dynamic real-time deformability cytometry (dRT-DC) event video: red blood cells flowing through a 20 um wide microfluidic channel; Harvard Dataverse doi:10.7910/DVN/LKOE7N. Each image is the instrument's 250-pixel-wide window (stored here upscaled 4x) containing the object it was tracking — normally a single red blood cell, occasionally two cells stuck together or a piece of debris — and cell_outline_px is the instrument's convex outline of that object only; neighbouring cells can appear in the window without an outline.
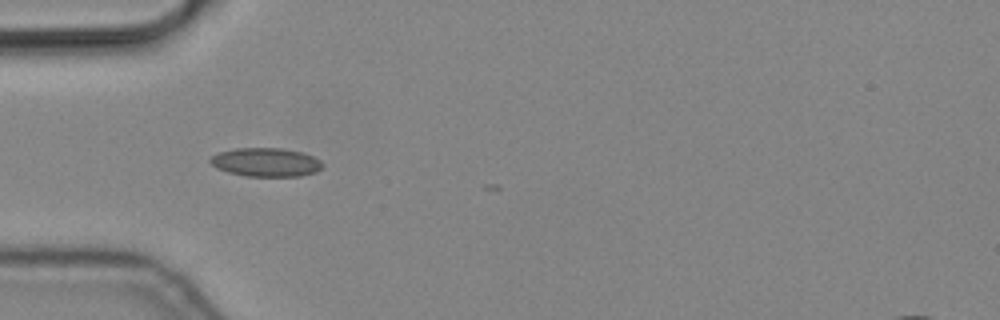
{"species": "common noctule bat (a hibernating species)", "species_latin": "Nyctalus noctula", "temperature_condition": "cold", "stored_images_in_passage": 6, "camera_frame_rate_fps": 3000, "um_per_image_px": 0.085, "animal": {"sex": "male", "body_mass_g": 19.2, "forearm_length_mm": 51.8}, "frame": {"image": 1, "passage_image": 5, "time_ms": 1.333, "image_size_px": [1000, 320], "cell_outline_px": [[324, 164], [316, 172], [300, 176], [244, 176], [228, 172], [216, 168], [208, 160], [212, 156], [220, 152], [236, 148], [280, 148], [300, 152], [312, 156], [320, 160]], "centroid_in_image_um": [22.59, 13.79], "position_along_channel_um": 62.4, "area_um2": 18.67}}
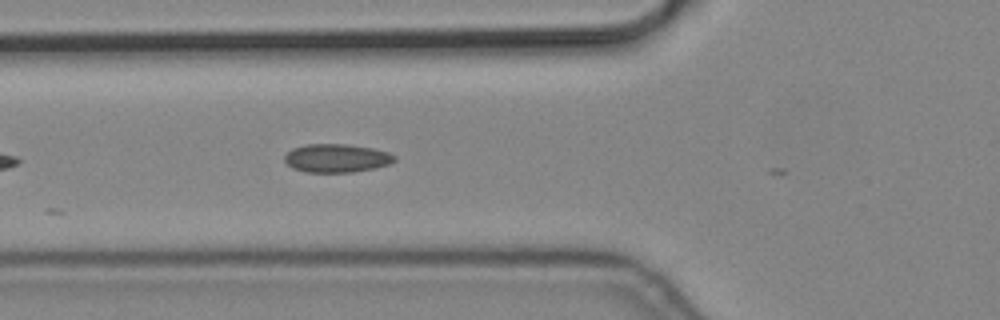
{"frame": {"image": 2, "passage_image": 6, "time_ms": 1.667, "image_size_px": [1000, 320], "cell_outline_px": [[396, 160], [388, 164], [372, 168], [352, 172], [308, 172], [292, 168], [284, 160], [284, 156], [292, 148], [308, 144], [348, 144], [372, 148], [388, 152], [396, 156]], "centroid_in_image_um": [28.6, 13.43], "position_along_channel_um": 97.2, "area_um2": 18.09}}